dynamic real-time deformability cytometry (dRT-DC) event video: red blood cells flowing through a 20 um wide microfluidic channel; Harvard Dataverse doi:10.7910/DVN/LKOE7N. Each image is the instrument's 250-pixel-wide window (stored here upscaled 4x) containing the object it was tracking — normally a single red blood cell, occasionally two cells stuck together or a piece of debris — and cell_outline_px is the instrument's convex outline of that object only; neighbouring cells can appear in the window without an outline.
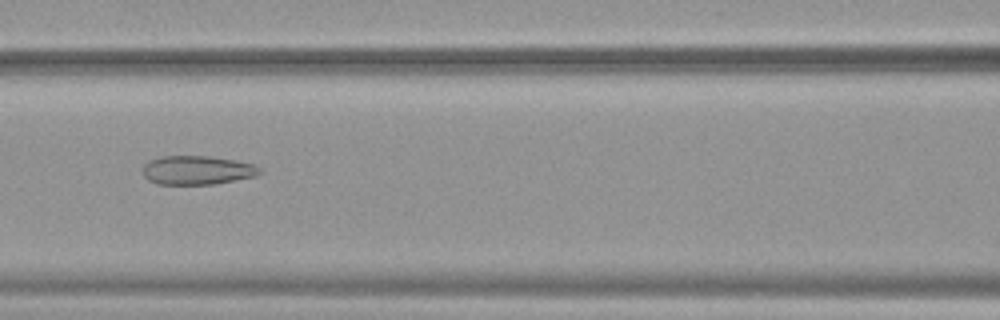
{"species": "common noctule bat (a hibernating species)", "species_latin": "Nyctalus noctula", "temperature_condition": "warm", "stored_images_in_passage": 51, "camera_frame_rate_fps": 3000, "um_per_image_px": 0.085, "animal": {"sex": "female", "body_mass_g": 19.9}, "frame": {"image": 1, "passage_image": 23, "time_ms": 7.333, "image_size_px": [1000, 320], "cell_outline_px": [[260, 172], [256, 176], [216, 184], [156, 184], [148, 180], [144, 176], [144, 164], [148, 160], [160, 156], [208, 156], [236, 160], [256, 164], [260, 168]], "centroid_in_image_um": [16.77, 14.46], "position_along_channel_um": 149.8, "area_um2": 19.83}}
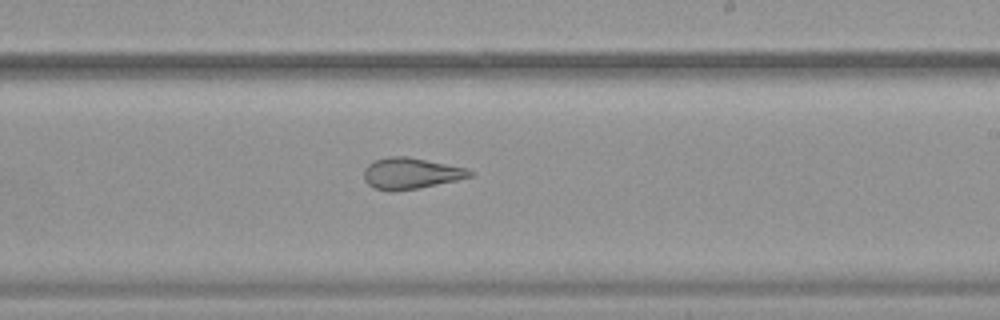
{"frame": {"image": 2, "passage_image": 31, "time_ms": 10.0, "image_size_px": [1000, 320], "cell_outline_px": [[476, 172], [472, 176], [456, 180], [420, 188], [392, 192], [372, 188], [364, 180], [364, 168], [368, 164], [376, 160], [388, 156], [408, 156], [468, 168]], "centroid_in_image_um": [34.92, 14.74], "position_along_channel_um": 254.1, "area_um2": 19.54}}
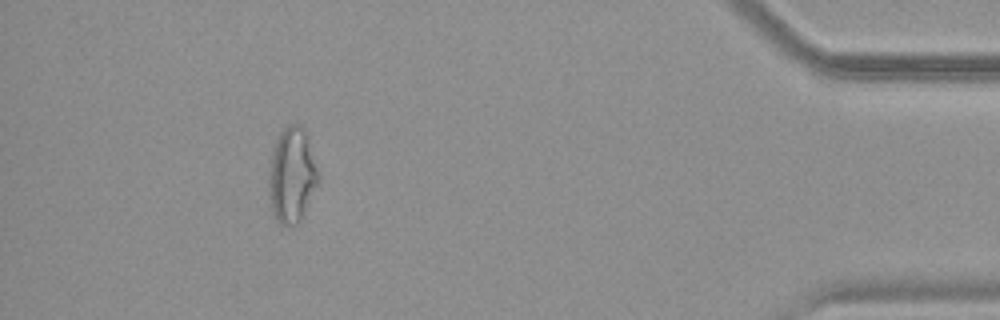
{"frame": {"image": 3, "passage_image": 47, "time_ms": 15.333, "image_size_px": [1000, 320], "cell_outline_px": [[320, 176], [300, 220], [296, 224], [280, 224], [276, 220], [272, 208], [268, 188], [268, 180], [272, 148], [280, 132], [288, 124], [300, 124], [304, 128], [320, 172]], "centroid_in_image_um": [24.81, 14.83], "position_along_channel_um": 410.4, "area_um2": 27.28}, "authors_computed_cell_mechanics": {"area_um2": 25.432, "velocity_mm_per_s": 3.9228, "shape_relaxation_time_tau1_ms": null, "shape_relaxation_time_tau2_ms": 1.5945, "deformation_change_tau1": null, "deformation_change_tau2": 0.101}}